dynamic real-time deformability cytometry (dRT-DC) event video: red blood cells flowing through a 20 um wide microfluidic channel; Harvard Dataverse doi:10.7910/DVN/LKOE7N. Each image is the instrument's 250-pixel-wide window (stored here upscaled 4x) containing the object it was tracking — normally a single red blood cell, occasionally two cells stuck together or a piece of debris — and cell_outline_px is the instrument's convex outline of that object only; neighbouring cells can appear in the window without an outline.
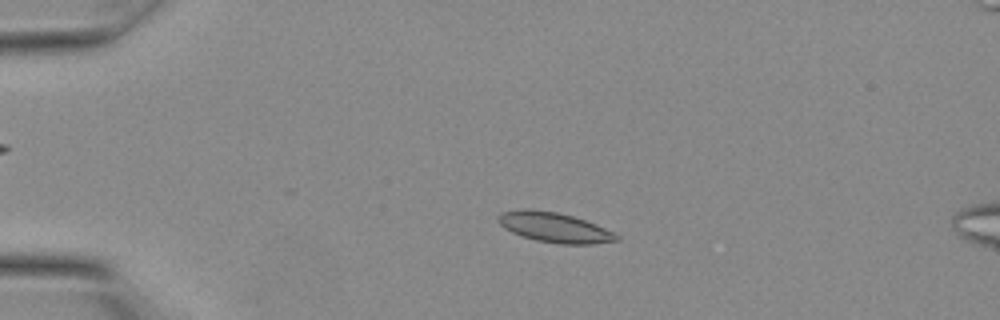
{"species": "Egyptian fruit bat (a non-hibernating species)", "species_latin": "Rousettus aegyptiacus", "temperature_condition": "warm", "stored_images_in_passage": 8, "camera_frame_rate_fps": 3000, "um_per_image_px": 0.085, "animal": {"sex": "female"}, "frame": {"image": 1, "passage_image": 5, "time_ms": 1.333, "image_size_px": [1000, 320], "cell_outline_px": [[620, 240], [592, 244], [560, 244], [536, 240], [512, 232], [504, 228], [496, 220], [496, 216], [504, 212], [520, 208], [528, 208], [556, 212], [572, 216], [596, 224], [620, 236]], "centroid_in_image_um": [47.1, 19.32], "position_along_channel_um": 37.9, "area_um2": 20.58}}